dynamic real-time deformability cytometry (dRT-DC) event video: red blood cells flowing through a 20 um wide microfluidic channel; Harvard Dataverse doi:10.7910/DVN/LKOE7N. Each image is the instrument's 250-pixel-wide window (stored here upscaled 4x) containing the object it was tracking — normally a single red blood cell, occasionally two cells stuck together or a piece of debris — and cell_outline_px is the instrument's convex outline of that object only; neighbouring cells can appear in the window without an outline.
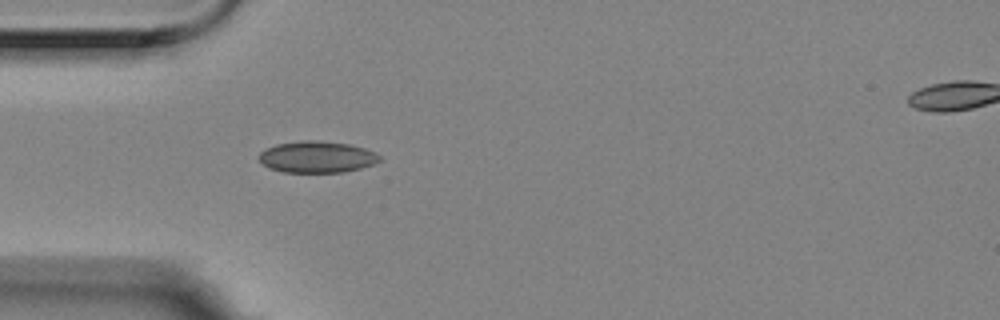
{"species": "Egyptian fruit bat (a non-hibernating species)", "species_latin": "Rousettus aegyptiacus", "temperature_condition": "room temperature", "stored_images_in_passage": 1, "camera_frame_rate_fps": 3000, "um_per_image_px": 0.085, "animal": {"sex": "female"}, "frame": {"image": 1, "passage_image": 1, "time_ms": 0.0, "image_size_px": [1000, 320], "cell_outline_px": [[380, 160], [372, 164], [360, 168], [344, 172], [284, 172], [268, 168], [256, 156], [264, 148], [276, 144], [300, 140], [316, 140], [348, 144], [364, 148], [376, 152], [380, 156]], "centroid_in_image_um": [26.89, 13.33], "position_along_channel_um": 58.1, "area_um2": 22.25}}